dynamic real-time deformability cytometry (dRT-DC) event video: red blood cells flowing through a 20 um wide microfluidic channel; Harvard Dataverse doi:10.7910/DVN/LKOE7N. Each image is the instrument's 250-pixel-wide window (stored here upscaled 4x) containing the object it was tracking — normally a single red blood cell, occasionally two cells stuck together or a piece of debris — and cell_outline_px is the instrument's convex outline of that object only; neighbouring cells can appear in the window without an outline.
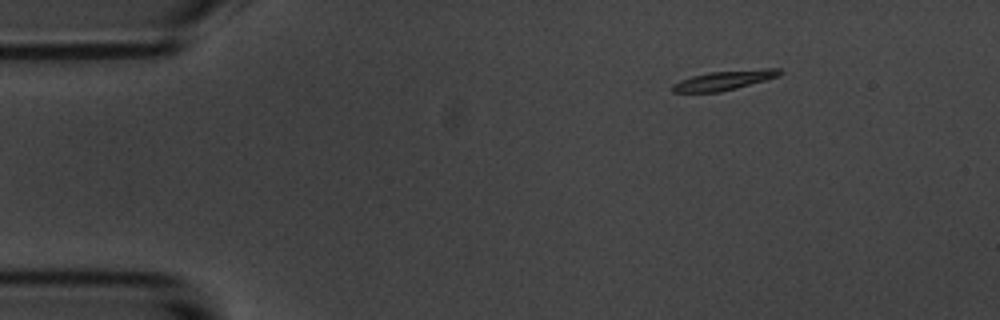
{"species": "common noctule bat (a hibernating species)", "species_latin": "Nyctalus noctula", "temperature_condition": "room temperature", "stored_images_in_passage": 50, "camera_frame_rate_fps": 3000, "um_per_image_px": 0.085, "animal": {"sex": "male", "body_mass_g": 20.1, "forearm_length_mm": 53.5}, "frame": {"image": 1, "passage_image": 1, "time_ms": 0.0, "image_size_px": [1000, 320], "cell_outline_px": [[784, 72], [780, 76], [736, 88], [720, 92], [672, 92], [672, 84], [680, 80], [692, 76], [708, 72], [764, 68], [780, 68]], "centroid_in_image_um": [61.59, 6.81], "position_along_channel_um": 23.4, "area_um2": 12.25}}
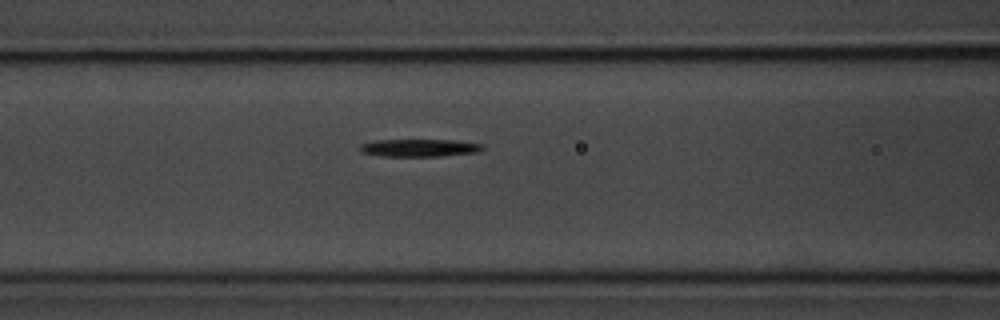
{"frame": {"image": 2, "passage_image": 16, "time_ms": 5.0, "image_size_px": [1000, 320], "cell_outline_px": [[484, 148], [476, 152], [440, 156], [384, 156], [360, 152], [360, 144], [376, 140], [456, 140], [484, 144]], "centroid_in_image_um": [35.65, 12.56], "position_along_channel_um": 130.9, "area_um2": 12.48}}
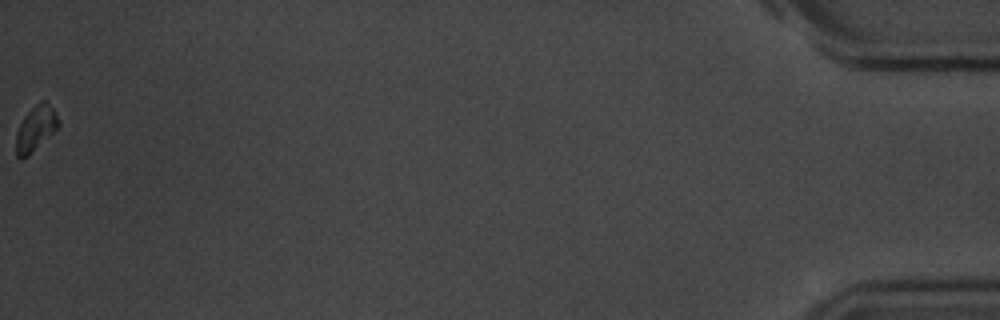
{"frame": {"image": 3, "passage_image": 50, "time_ms": 16.333, "image_size_px": [1000, 320], "cell_outline_px": [[60, 124], [52, 132], [20, 160], [16, 156], [16, 132], [24, 116], [40, 100], [44, 100], [52, 108]], "centroid_in_image_um": [2.99, 10.88], "position_along_channel_um": 432.2, "area_um2": 10.46}, "authors_computed_cell_mechanics": {"area_um2": 12.427, "velocity_mm_per_s": 3.5398, "shape_relaxation_time_tau1_ms": 3.7586, "shape_relaxation_time_tau2_ms": null, "deformation_change_tau1": 0.1381, "deformation_change_tau2": null}}